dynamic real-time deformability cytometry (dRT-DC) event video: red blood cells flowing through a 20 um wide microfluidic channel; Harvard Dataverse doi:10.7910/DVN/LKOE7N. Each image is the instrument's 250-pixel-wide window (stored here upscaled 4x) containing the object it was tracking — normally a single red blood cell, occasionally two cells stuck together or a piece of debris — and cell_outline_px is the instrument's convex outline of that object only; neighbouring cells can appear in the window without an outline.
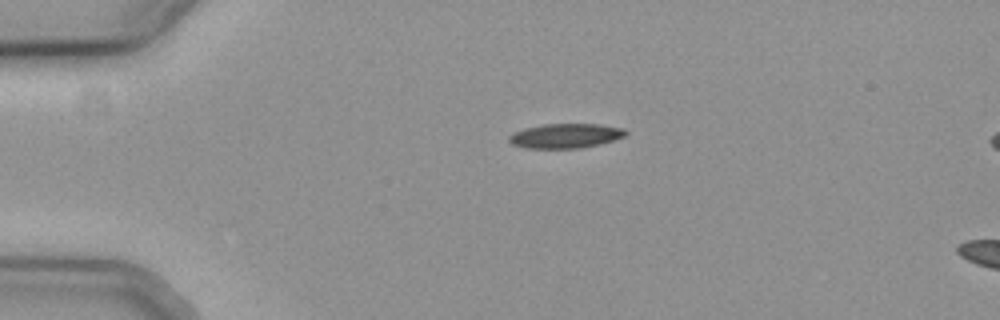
{"species": "common noctule bat (a hibernating species)", "species_latin": "Nyctalus noctula", "temperature_condition": "cold", "stored_images_in_passage": 36, "camera_frame_rate_fps": 3000, "um_per_image_px": 0.085, "animal": {"sex": "female", "body_mass_g": 19.3, "forearm_length_mm": 54.1}, "frame": {"image": 1, "passage_image": 1, "time_ms": 0.0, "image_size_px": [1000, 320], "cell_outline_px": [[628, 132], [624, 136], [600, 144], [580, 148], [528, 148], [512, 144], [508, 140], [508, 136], [524, 128], [544, 124], [600, 124], [624, 128]], "centroid_in_image_um": [48.08, 11.54], "position_along_channel_um": 36.9, "area_um2": 16.59}}
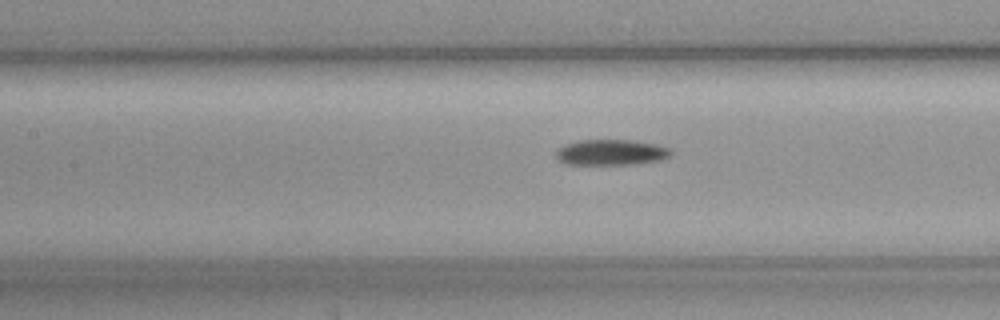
{"frame": {"image": 2, "passage_image": 14, "time_ms": 4.333, "image_size_px": [1000, 320], "cell_outline_px": [[672, 152], [668, 156], [660, 160], [632, 164], [568, 164], [560, 160], [556, 156], [556, 152], [564, 144], [576, 140], [628, 140], [652, 144], [672, 148]], "centroid_in_image_um": [51.93, 12.94], "position_along_channel_um": 155.5, "area_um2": 16.94}}
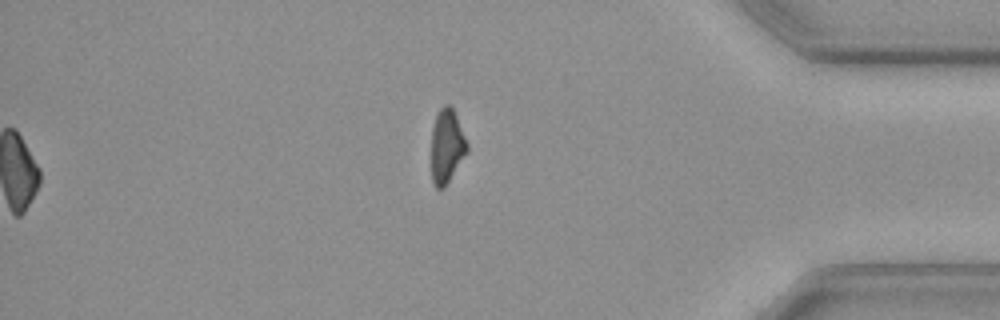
{"frame": {"image": 3, "passage_image": 36, "time_ms": 11.667, "image_size_px": [1000, 320], "cell_outline_px": [[468, 152], [444, 188], [436, 188], [432, 180], [432, 128], [436, 116], [440, 108], [444, 104], [448, 104], [452, 108], [456, 116], [468, 144]], "centroid_in_image_um": [37.98, 12.43], "position_along_channel_um": 397.2, "area_um2": 15.26}, "authors_computed_cell_mechanics": {"area_um2": 17.3689, "velocity_mm_per_s": 3.7208, "shape_relaxation_time_tau1_ms": 5.863, "shape_relaxation_time_tau2_ms": null, "deformation_change_tau1": 0.1466, "deformation_change_tau2": null}}